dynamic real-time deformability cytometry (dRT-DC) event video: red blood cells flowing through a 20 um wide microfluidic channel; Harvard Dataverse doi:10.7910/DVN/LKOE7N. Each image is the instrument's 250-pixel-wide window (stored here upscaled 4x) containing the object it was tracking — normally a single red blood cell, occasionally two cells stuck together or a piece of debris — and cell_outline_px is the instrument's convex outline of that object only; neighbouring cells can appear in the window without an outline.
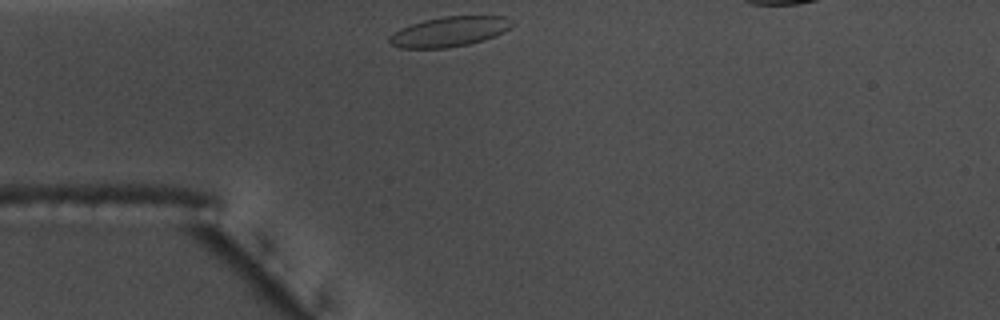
{"species": "common noctule bat (a hibernating species)", "species_latin": "Nyctalus noctula", "temperature_condition": "warm", "stored_images_in_passage": 29, "camera_frame_rate_fps": 3000, "um_per_image_px": 0.085, "animal": {"sex": "male", "body_mass_g": 17.5, "forearm_length_mm": 52.3}, "frame": {"image": 1, "passage_image": 1, "time_ms": 0.0, "image_size_px": [1000, 320], "cell_outline_px": [[516, 24], [504, 32], [484, 40], [468, 44], [448, 48], [400, 48], [388, 44], [388, 36], [400, 28], [408, 24], [424, 20], [444, 16], [504, 16], [512, 20]], "centroid_in_image_um": [38.18, 2.69], "position_along_channel_um": 46.8, "area_um2": 21.73}}
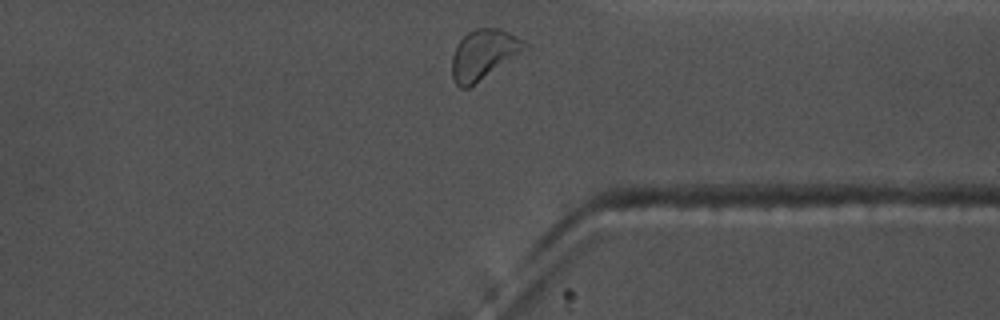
{"frame": {"image": 2, "passage_image": 29, "time_ms": 9.333, "image_size_px": [1000, 320], "cell_outline_px": [[528, 44], [468, 88], [460, 88], [456, 84], [452, 76], [452, 56], [456, 44], [468, 32], [476, 28], [500, 28], [524, 40]], "centroid_in_image_um": [41.0, 4.59], "position_along_channel_um": 370.4, "area_um2": 20.06}, "authors_computed_cell_mechanics": {"area_um2": 20.519, "velocity_mm_per_s": 3.6235, "shape_relaxation_time_tau1_ms": 4.0691, "shape_relaxation_time_tau2_ms": null, "deformation_change_tau1": 0.1095, "deformation_change_tau2": null}}